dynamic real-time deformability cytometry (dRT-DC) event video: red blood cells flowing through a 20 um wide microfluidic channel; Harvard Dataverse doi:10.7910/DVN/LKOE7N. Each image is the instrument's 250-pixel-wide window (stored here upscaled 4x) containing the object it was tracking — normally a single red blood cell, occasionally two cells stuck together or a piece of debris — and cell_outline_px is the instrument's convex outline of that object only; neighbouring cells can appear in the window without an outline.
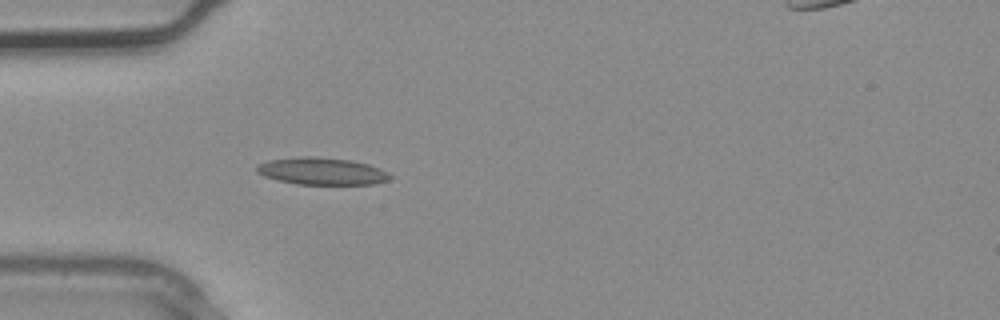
{"species": "common noctule bat (a hibernating species)", "species_latin": "Nyctalus noctula", "temperature_condition": "warm", "stored_images_in_passage": 3, "camera_frame_rate_fps": 3000, "um_per_image_px": 0.085, "animal": {"sex": "male", "body_mass_g": 20.4}, "frame": {"image": 1, "passage_image": 2, "time_ms": 0.333, "image_size_px": [1000, 320], "cell_outline_px": [[392, 176], [388, 180], [372, 184], [296, 184], [264, 176], [256, 172], [256, 164], [268, 160], [300, 156], [312, 156], [348, 160], [368, 164], [380, 168], [388, 172]], "centroid_in_image_um": [27.33, 14.54], "position_along_channel_um": 57.7, "area_um2": 21.04}}